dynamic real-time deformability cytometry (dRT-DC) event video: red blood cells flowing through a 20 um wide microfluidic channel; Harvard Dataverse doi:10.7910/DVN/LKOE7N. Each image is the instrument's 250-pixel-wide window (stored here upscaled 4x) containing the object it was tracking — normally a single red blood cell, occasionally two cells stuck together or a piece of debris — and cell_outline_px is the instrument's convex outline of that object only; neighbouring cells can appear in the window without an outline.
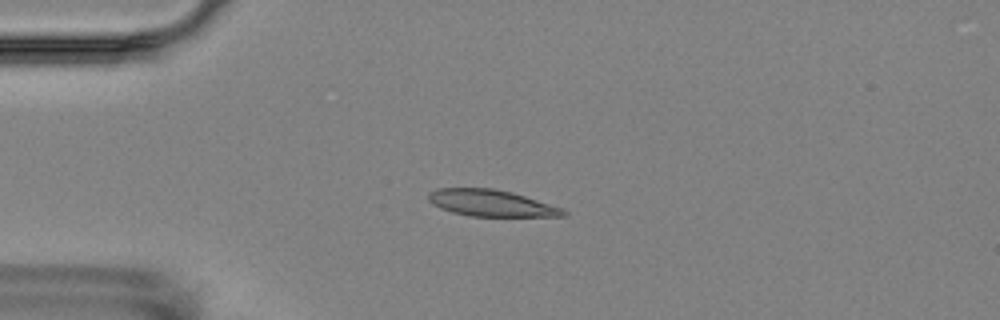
{"species": "Egyptian fruit bat (a non-hibernating species)", "species_latin": "Rousettus aegyptiacus", "temperature_condition": "room temperature", "stored_images_in_passage": 4, "camera_frame_rate_fps": 3000, "um_per_image_px": 0.085, "animal": {"sex": "female"}, "frame": {"image": 1, "passage_image": 1, "time_ms": 0.0, "image_size_px": [1000, 320], "cell_outline_px": [[568, 216], [468, 216], [452, 212], [440, 208], [432, 204], [428, 200], [428, 192], [436, 188], [492, 188], [512, 192], [564, 208], [568, 212]], "centroid_in_image_um": [41.75, 17.26], "position_along_channel_um": 43.3, "area_um2": 21.04}}